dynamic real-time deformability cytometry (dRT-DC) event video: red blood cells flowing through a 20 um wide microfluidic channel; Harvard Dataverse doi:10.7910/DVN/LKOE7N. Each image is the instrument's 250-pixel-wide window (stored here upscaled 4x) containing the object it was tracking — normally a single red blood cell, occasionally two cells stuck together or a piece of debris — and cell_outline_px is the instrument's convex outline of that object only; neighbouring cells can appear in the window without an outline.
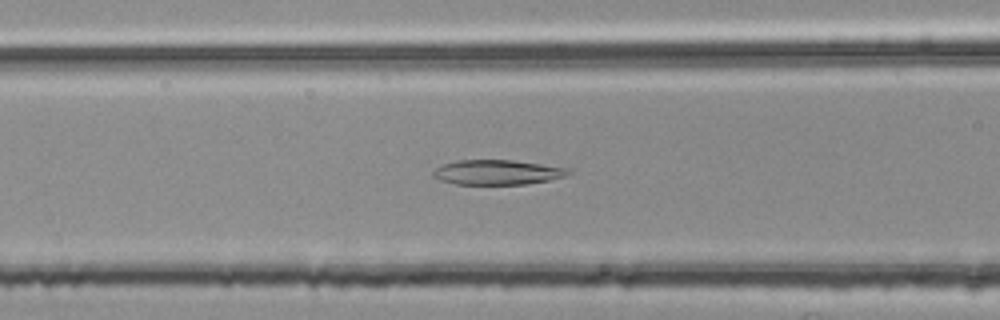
{"species": "common noctule bat (a hibernating species)", "species_latin": "Nyctalus noctula", "temperature_condition": "room temperature", "stored_images_in_passage": 40, "camera_frame_rate_fps": 3000, "um_per_image_px": 0.085, "animal": {"sex": "female", "body_mass_g": 25.1}, "frame": {"image": 1, "passage_image": 13, "time_ms": 4.0, "image_size_px": [1000, 320], "cell_outline_px": [[572, 172], [564, 176], [548, 180], [528, 184], [456, 184], [440, 180], [432, 176], [432, 172], [436, 168], [444, 164], [456, 160], [512, 160], [540, 164], [564, 168]], "centroid_in_image_um": [42.21, 14.65], "position_along_channel_um": 124.4, "area_um2": 19.31}}
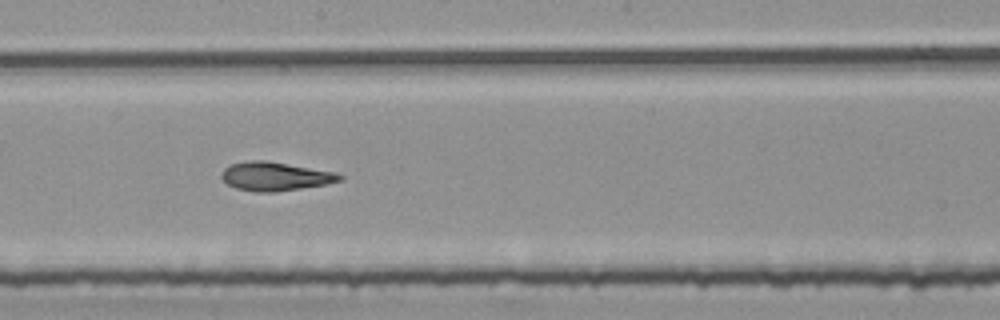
{"frame": {"image": 2, "passage_image": 21, "time_ms": 6.667, "image_size_px": [1000, 320], "cell_outline_px": [[344, 180], [324, 184], [276, 192], [256, 192], [236, 188], [228, 184], [220, 176], [220, 172], [224, 168], [232, 164], [248, 160], [264, 160], [336, 172], [344, 176]], "centroid_in_image_um": [23.38, 14.99], "position_along_channel_um": 224.8, "area_um2": 19.71}}
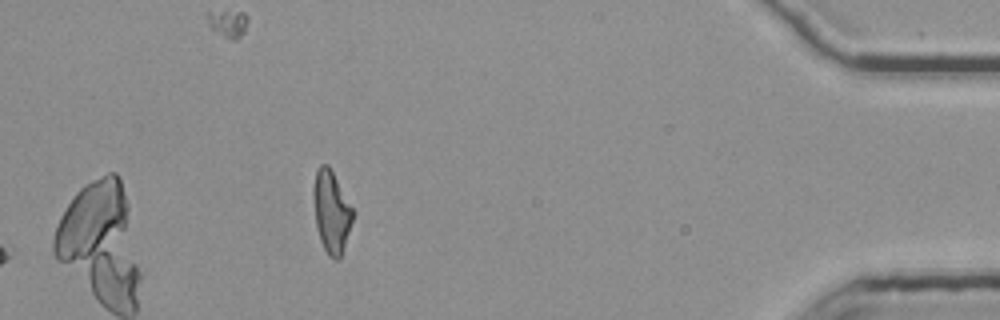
{"frame": {"image": 3, "passage_image": 40, "time_ms": 13.0, "image_size_px": [1000, 320], "cell_outline_px": [[352, 220], [340, 260], [332, 260], [328, 256], [320, 240], [316, 228], [312, 192], [312, 188], [316, 168], [320, 164], [328, 164], [352, 208]], "centroid_in_image_um": [28.12, 18.01], "position_along_channel_um": 407.1, "area_um2": 18.79}, "authors_computed_cell_mechanics": {"area_um2": 19.5942, "velocity_mm_per_s": 3.7594, "shape_relaxation_time_tau1_ms": null, "shape_relaxation_time_tau2_ms": 3.6751, "deformation_change_tau1": null, "deformation_change_tau2": 0.134}}